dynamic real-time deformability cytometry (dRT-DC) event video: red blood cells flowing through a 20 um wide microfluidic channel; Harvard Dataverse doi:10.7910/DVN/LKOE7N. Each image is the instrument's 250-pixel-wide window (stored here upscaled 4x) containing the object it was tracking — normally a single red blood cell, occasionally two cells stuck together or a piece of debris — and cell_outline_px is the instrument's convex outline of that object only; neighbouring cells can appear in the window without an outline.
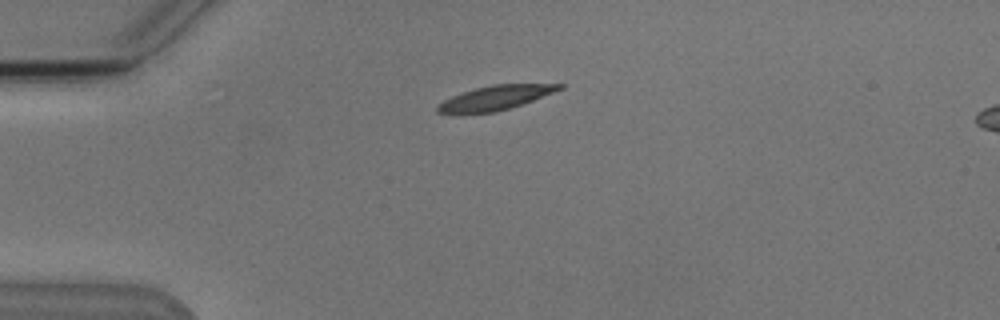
{"species": "Egyptian fruit bat (a non-hibernating species)", "species_latin": "Rousettus aegyptiacus", "temperature_condition": "cold", "stored_images_in_passage": 3, "camera_frame_rate_fps": 3000, "um_per_image_px": 0.085, "animal": {"sex": "male"}, "frame": {"image": 1, "passage_image": 1, "time_ms": 0.0, "image_size_px": [1000, 320], "cell_outline_px": [[564, 88], [532, 100], [508, 108], [492, 112], [436, 112], [436, 108], [444, 100], [452, 96], [476, 88], [492, 84], [564, 84]], "centroid_in_image_um": [42.14, 8.28], "position_along_channel_um": 42.9, "area_um2": 16.53}}